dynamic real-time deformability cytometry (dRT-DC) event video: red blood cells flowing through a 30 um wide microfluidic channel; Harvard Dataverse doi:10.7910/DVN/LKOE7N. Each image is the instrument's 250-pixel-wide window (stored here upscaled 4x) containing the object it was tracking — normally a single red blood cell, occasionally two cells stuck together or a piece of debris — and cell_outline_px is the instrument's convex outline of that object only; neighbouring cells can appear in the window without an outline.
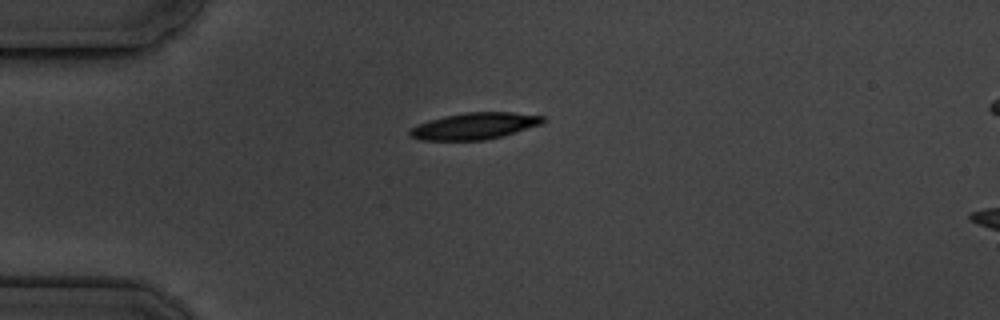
{"species": "common noctule bat (a hibernating species)", "species_latin": "Nyctalus noctula", "temperature_condition": "cold", "stored_images_in_passage": 3, "camera_frame_rate_fps": 3000, "um_per_image_px": 0.085, "animal": {"sex": "male", "body_mass_g": 19.5, "forearm_length_mm": 54.6}, "frame": {"image": 1, "passage_image": 3, "time_ms": 3.0, "image_size_px": [1000, 320], "cell_outline_px": [[544, 120], [540, 124], [500, 136], [484, 140], [420, 140], [408, 136], [408, 132], [412, 128], [428, 120], [444, 116], [464, 112], [512, 112], [544, 116]], "centroid_in_image_um": [40.28, 10.7], "position_along_channel_um": 44.7, "area_um2": 20.35}}